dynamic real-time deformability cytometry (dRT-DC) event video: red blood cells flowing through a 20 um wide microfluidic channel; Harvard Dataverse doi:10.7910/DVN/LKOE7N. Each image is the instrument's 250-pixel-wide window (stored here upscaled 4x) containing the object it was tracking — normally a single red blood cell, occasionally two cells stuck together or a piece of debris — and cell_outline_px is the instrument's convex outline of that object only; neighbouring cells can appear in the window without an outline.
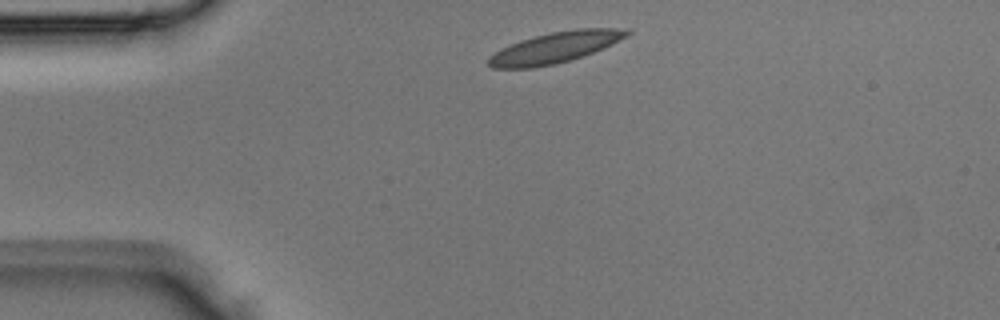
{"species": "Egyptian fruit bat (a non-hibernating species)", "species_latin": "Rousettus aegyptiacus", "temperature_condition": "room temperature", "stored_images_in_passage": 2, "segment_of_instrument_passage": [2, 2], "camera_frame_rate_fps": 3000, "um_per_image_px": 0.085, "animal": {"sex": "male"}, "frame": {"image": 1, "passage_image": 2, "time_ms": 0.333, "image_size_px": [1000, 320], "cell_outline_px": [[632, 32], [628, 36], [592, 52], [556, 64], [532, 68], [492, 68], [488, 64], [488, 56], [520, 40], [532, 36], [552, 32], [576, 28], [616, 28]], "centroid_in_image_um": [47.14, 4.03], "position_along_channel_um": 37.9, "area_um2": 24.45}}